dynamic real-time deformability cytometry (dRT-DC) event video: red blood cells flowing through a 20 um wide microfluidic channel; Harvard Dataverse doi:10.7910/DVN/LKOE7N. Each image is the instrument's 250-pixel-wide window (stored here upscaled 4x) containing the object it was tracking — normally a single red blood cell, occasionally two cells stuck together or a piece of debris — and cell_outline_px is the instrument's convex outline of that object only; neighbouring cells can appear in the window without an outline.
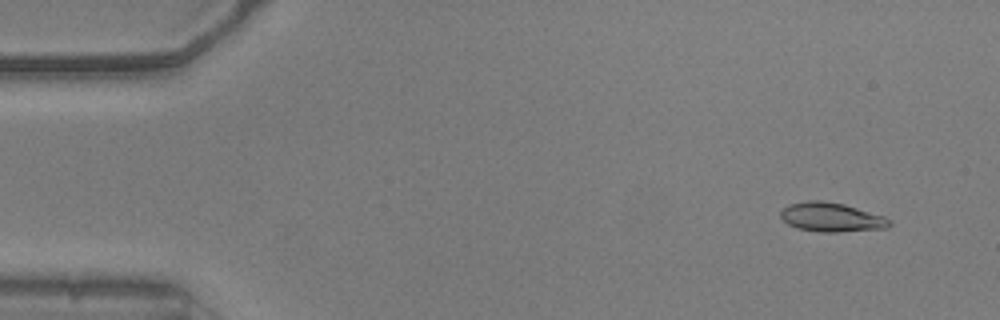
{"species": "common noctule bat (a hibernating species)", "species_latin": "Nyctalus noctula", "temperature_condition": "warm", "stored_images_in_passage": 9, "camera_frame_rate_fps": 3000, "um_per_image_px": 0.085, "animal": {"sex": "male", "body_mass_g": 20.5, "forearm_length_mm": 52.5}, "frame": {"image": 1, "passage_image": 4, "time_ms": 1.0, "image_size_px": [1000, 320], "cell_outline_px": [[892, 224], [888, 228], [840, 232], [820, 232], [796, 228], [788, 224], [780, 216], [780, 212], [788, 204], [808, 200], [820, 200], [844, 204], [884, 216], [892, 220]], "centroid_in_image_um": [70.69, 18.47], "position_along_channel_um": 14.3, "area_um2": 18.61}}